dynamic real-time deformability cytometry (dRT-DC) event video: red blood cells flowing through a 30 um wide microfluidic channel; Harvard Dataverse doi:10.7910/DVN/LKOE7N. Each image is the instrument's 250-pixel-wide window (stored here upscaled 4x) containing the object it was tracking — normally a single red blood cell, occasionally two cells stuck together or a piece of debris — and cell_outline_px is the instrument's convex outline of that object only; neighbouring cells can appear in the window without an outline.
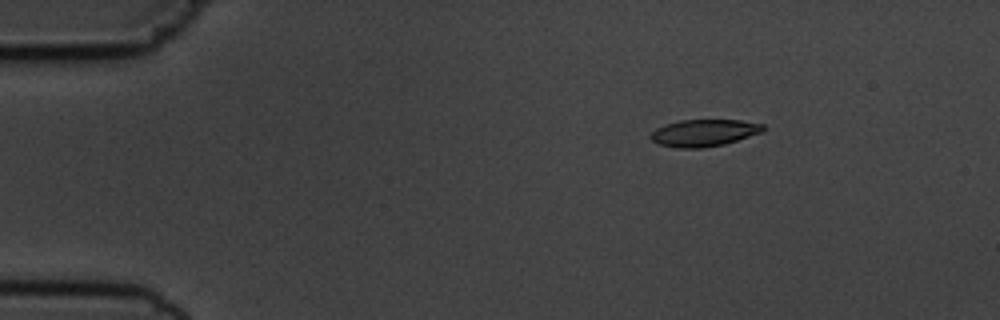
{"species": "common noctule bat (a hibernating species)", "species_latin": "Nyctalus noctula", "temperature_condition": "cold", "stored_images_in_passage": 4, "camera_frame_rate_fps": 3000, "um_per_image_px": 0.085, "animal": {"sex": "male", "body_mass_g": 19.5, "forearm_length_mm": 54.6}, "frame": {"image": 1, "passage_image": 2, "time_ms": 1.0, "image_size_px": [1000, 320], "cell_outline_px": [[764, 132], [724, 144], [704, 148], [676, 148], [656, 144], [652, 140], [652, 132], [656, 128], [664, 124], [680, 120], [740, 120], [764, 124]], "centroid_in_image_um": [59.84, 11.3], "position_along_channel_um": 25.2, "area_um2": 17.8}}